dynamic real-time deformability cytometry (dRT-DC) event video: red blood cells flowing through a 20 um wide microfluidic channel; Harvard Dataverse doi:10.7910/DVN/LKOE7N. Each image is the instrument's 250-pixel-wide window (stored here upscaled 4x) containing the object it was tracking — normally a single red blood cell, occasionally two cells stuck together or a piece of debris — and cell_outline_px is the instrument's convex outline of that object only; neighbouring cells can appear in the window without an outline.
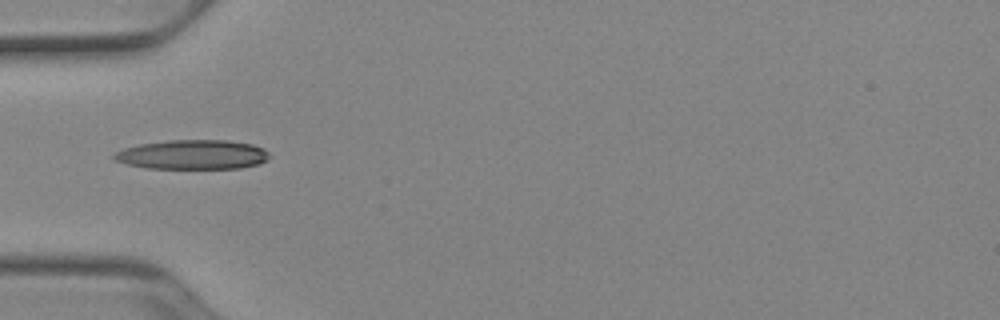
{"species": "Egyptian fruit bat (a non-hibernating species)", "species_latin": "Rousettus aegyptiacus", "temperature_condition": "cold", "stored_images_in_passage": 13, "camera_frame_rate_fps": 3000, "um_per_image_px": 0.085, "animal": {"sex": "female"}, "frame": {"image": 1, "passage_image": 3, "time_ms": 0.667, "image_size_px": [1000, 320], "cell_outline_px": [[272, 156], [268, 160], [260, 164], [240, 168], [144, 168], [112, 160], [112, 156], [116, 152], [124, 148], [140, 144], [168, 140], [228, 140], [252, 144], [264, 148]], "centroid_in_image_um": [16.4, 13.14], "position_along_channel_um": 68.6, "area_um2": 26.88}}
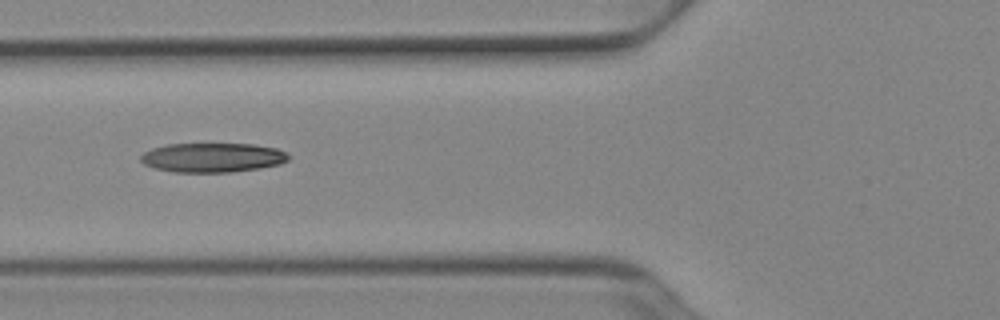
{"frame": {"image": 2, "passage_image": 6, "time_ms": 1.667, "image_size_px": [1000, 320], "cell_outline_px": [[288, 160], [280, 164], [260, 168], [232, 172], [172, 172], [156, 168], [144, 164], [140, 160], [140, 156], [144, 152], [152, 148], [168, 144], [252, 144], [276, 148], [288, 152]], "centroid_in_image_um": [18.07, 13.39], "position_along_channel_um": 107.7, "area_um2": 25.32}}